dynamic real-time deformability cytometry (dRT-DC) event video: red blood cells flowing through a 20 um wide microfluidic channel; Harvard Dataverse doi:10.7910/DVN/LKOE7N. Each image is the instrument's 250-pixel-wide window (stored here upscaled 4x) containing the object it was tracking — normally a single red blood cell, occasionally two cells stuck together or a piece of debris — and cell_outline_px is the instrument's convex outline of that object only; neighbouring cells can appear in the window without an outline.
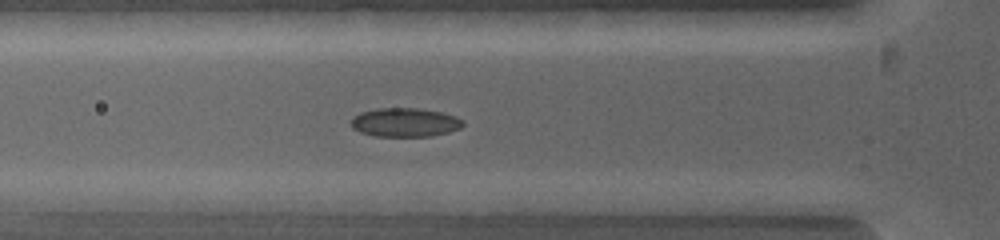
{"species": "common noctule bat (a hibernating species)", "species_latin": "Nyctalus noctula", "temperature_condition": "warm", "stored_images_in_passage": 5, "camera_frame_rate_fps": 5000, "um_per_image_px": 0.085, "animal": {"sex": "female", "body_mass_g": 19.0, "forearm_length_mm": 53.3}, "frame": {"image": 1, "passage_image": 2, "time_ms": 0.2, "image_size_px": [1000, 240], "cell_outline_px": [[464, 124], [460, 128], [448, 132], [432, 136], [376, 136], [360, 132], [352, 128], [352, 116], [360, 112], [380, 108], [416, 108], [440, 112], [456, 116], [464, 120]], "centroid_in_image_um": [34.42, 10.4], "position_along_channel_um": 91.4, "area_um2": 18.79}}